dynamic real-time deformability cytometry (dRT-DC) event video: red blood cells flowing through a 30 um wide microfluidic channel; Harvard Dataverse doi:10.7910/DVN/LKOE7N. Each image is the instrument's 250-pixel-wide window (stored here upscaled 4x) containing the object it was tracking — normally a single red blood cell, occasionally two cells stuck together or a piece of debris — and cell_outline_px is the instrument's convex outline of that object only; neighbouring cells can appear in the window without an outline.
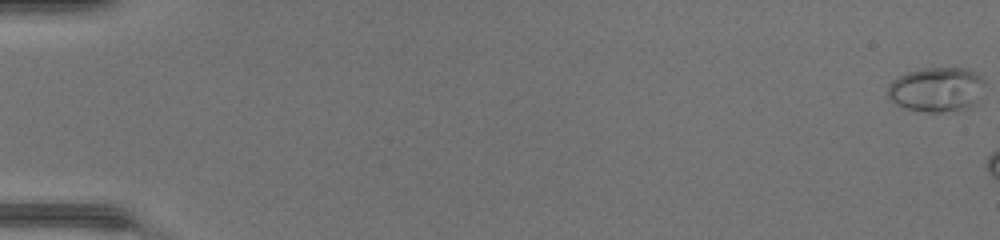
{"species": "common noctule bat (a hibernating species)", "species_latin": "Nyctalus noctula", "temperature_condition": "warm", "stored_images_in_passage": 7, "camera_frame_rate_fps": 3000, "um_per_image_px": 0.085, "animal": {"sex": "female", "body_mass_g": 17.0, "forearm_length_mm": 48.0}, "frame": {"image": 1, "passage_image": 1, "time_ms": 0.0, "image_size_px": [1000, 240], "cell_outline_px": [[980, 80], [972, 100], [968, 108], [940, 112], [928, 112], [908, 108], [896, 104], [888, 96], [888, 88], [900, 76], [908, 72], [924, 68], [960, 68], [972, 72], [980, 76]], "centroid_in_image_um": [79.48, 7.6], "position_along_channel_um": 5.5, "area_um2": 23.52}}